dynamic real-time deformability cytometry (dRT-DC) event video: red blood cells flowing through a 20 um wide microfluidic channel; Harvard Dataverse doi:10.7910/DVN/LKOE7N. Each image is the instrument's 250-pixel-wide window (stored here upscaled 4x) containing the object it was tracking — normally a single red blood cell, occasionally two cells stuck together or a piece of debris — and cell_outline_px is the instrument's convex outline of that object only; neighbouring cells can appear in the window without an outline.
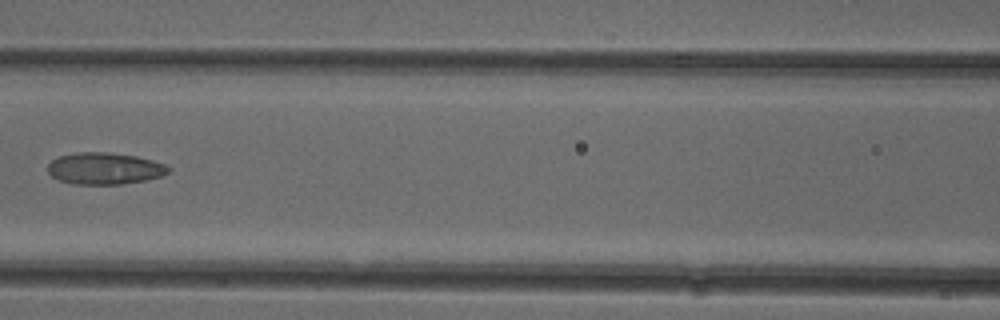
{"species": "common noctule bat (a hibernating species)", "species_latin": "Nyctalus noctula", "temperature_condition": "cold", "stored_images_in_passage": 6, "camera_frame_rate_fps": 3000, "um_per_image_px": 0.085, "animal": {"sex": "female"}, "frame": {"image": 1, "passage_image": 6, "time_ms": 6.667, "image_size_px": [1000, 320], "cell_outline_px": [[172, 168], [168, 172], [160, 176], [144, 180], [120, 184], [72, 184], [60, 180], [52, 176], [48, 172], [48, 164], [52, 160], [60, 156], [76, 152], [108, 152], [136, 156], [152, 160], [164, 164]], "centroid_in_image_um": [8.88, 14.31], "position_along_channel_um": 157.7, "area_um2": 22.2}}